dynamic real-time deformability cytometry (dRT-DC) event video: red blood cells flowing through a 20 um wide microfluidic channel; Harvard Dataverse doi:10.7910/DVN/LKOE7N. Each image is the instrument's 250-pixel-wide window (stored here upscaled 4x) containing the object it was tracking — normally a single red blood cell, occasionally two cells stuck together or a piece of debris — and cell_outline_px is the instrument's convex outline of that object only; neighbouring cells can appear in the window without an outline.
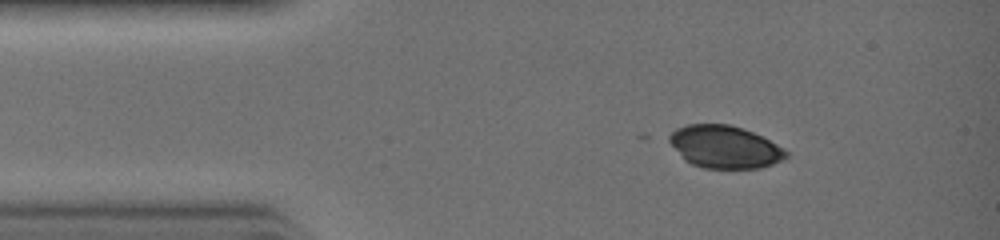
{"species": "common noctule bat (a hibernating species)", "species_latin": "Nyctalus noctula", "temperature_condition": "warm", "stored_images_in_passage": 5, "camera_frame_rate_fps": 3000, "um_per_image_px": 0.085, "animal": {"sex": "female", "body_mass_g": 19.0, "forearm_length_mm": 51.5}, "frame": {"image": 1, "passage_image": 1, "time_ms": 0.0, "image_size_px": [1000, 240], "cell_outline_px": [[788, 156], [784, 160], [760, 168], [704, 168], [692, 164], [684, 160], [664, 136], [676, 128], [688, 124], [728, 124], [744, 128], [784, 148], [788, 152]], "centroid_in_image_um": [61.56, 12.48], "position_along_channel_um": 23.4, "area_um2": 29.13}}